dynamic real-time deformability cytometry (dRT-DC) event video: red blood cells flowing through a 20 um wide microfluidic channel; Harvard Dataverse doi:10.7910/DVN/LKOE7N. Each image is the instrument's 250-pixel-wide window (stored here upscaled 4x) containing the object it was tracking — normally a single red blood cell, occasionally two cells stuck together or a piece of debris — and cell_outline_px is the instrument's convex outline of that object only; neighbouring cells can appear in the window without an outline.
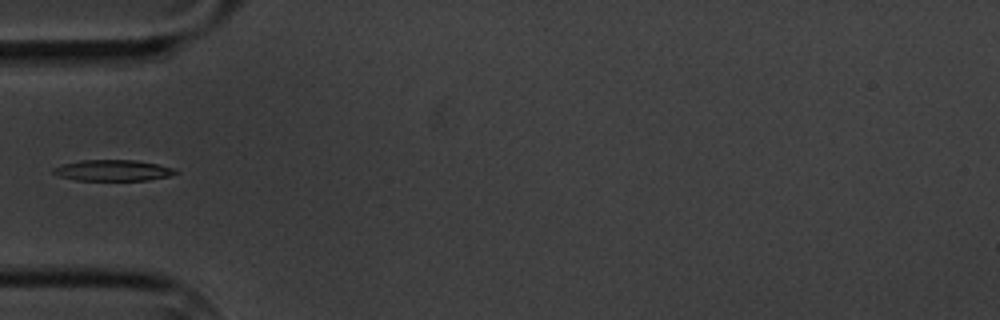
{"species": "common noctule bat (a hibernating species)", "species_latin": "Nyctalus noctula", "temperature_condition": "cold", "stored_images_in_passage": 4, "camera_frame_rate_fps": 3000, "um_per_image_px": 0.085, "animal": {"sex": "male", "body_mass_g": 20.1, "forearm_length_mm": 53.5}, "frame": {"image": 1, "passage_image": 4, "time_ms": 3.333, "image_size_px": [1000, 320], "cell_outline_px": [[180, 172], [168, 176], [148, 180], [76, 180], [60, 176], [52, 172], [52, 168], [60, 164], [80, 160], [136, 160], [176, 168]], "centroid_in_image_um": [9.59, 14.47], "position_along_channel_um": 75.4, "area_um2": 15.03}}